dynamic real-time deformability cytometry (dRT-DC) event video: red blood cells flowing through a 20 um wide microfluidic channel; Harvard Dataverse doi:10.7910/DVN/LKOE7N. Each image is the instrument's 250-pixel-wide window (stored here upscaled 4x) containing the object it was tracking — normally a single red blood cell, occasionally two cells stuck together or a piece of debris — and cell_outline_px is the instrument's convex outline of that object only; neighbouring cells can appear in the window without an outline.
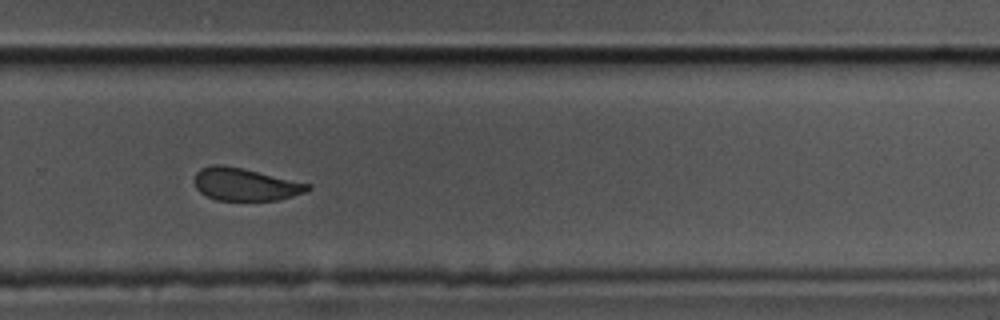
{"species": "common noctule bat (a hibernating species)", "species_latin": "Nyctalus noctula", "temperature_condition": "cold", "stored_images_in_passage": 14, "camera_frame_rate_fps": 3000, "um_per_image_px": 0.085, "animal": {"sex": "male", "body_mass_g": 17.5, "forearm_length_mm": 52.3}, "frame": {"image": 1, "passage_image": 10, "time_ms": 3.0, "image_size_px": [1000, 320], "cell_outline_px": [[312, 188], [308, 192], [276, 200], [216, 200], [200, 192], [196, 188], [196, 172], [200, 168], [212, 164], [224, 164], [244, 168], [312, 184]], "centroid_in_image_um": [20.88, 15.65], "position_along_channel_um": 308.9, "area_um2": 21.68}}
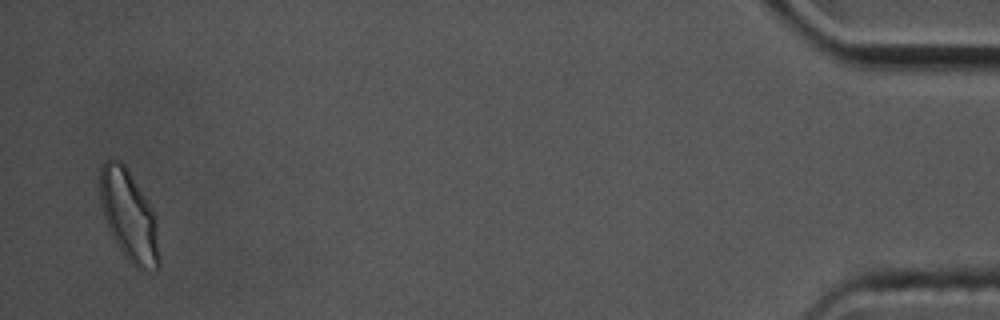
{"frame": {"image": 2, "passage_image": 14, "time_ms": 4.333, "image_size_px": [1000, 320], "cell_outline_px": [[160, 264], [156, 272], [140, 272], [124, 256], [116, 244], [108, 228], [100, 204], [100, 168], [104, 160], [120, 160], [124, 164], [152, 208], [156, 216], [160, 260]], "centroid_in_image_um": [10.98, 18.42], "position_along_channel_um": 424.2, "area_um2": 31.73}}